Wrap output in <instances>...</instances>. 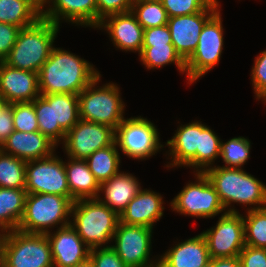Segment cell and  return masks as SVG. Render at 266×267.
Masks as SVG:
<instances>
[{
	"mask_svg": "<svg viewBox=\"0 0 266 267\" xmlns=\"http://www.w3.org/2000/svg\"><path fill=\"white\" fill-rule=\"evenodd\" d=\"M99 75L100 72L89 61L54 46L38 72L39 91L40 94L78 95Z\"/></svg>",
	"mask_w": 266,
	"mask_h": 267,
	"instance_id": "6da1fadb",
	"label": "cell"
},
{
	"mask_svg": "<svg viewBox=\"0 0 266 267\" xmlns=\"http://www.w3.org/2000/svg\"><path fill=\"white\" fill-rule=\"evenodd\" d=\"M204 173L215 187L226 212L239 213L232 203L246 207L250 205L247 211L266 208V184L264 185L243 168L214 165Z\"/></svg>",
	"mask_w": 266,
	"mask_h": 267,
	"instance_id": "7a4b0ae2",
	"label": "cell"
},
{
	"mask_svg": "<svg viewBox=\"0 0 266 267\" xmlns=\"http://www.w3.org/2000/svg\"><path fill=\"white\" fill-rule=\"evenodd\" d=\"M60 26L40 18L21 28L16 42L3 62L10 67L38 73L48 60Z\"/></svg>",
	"mask_w": 266,
	"mask_h": 267,
	"instance_id": "3957f363",
	"label": "cell"
},
{
	"mask_svg": "<svg viewBox=\"0 0 266 267\" xmlns=\"http://www.w3.org/2000/svg\"><path fill=\"white\" fill-rule=\"evenodd\" d=\"M70 225L90 248L111 247L120 216L98 199H80L72 204ZM108 244V245H106Z\"/></svg>",
	"mask_w": 266,
	"mask_h": 267,
	"instance_id": "277c9868",
	"label": "cell"
},
{
	"mask_svg": "<svg viewBox=\"0 0 266 267\" xmlns=\"http://www.w3.org/2000/svg\"><path fill=\"white\" fill-rule=\"evenodd\" d=\"M39 132L57 147L80 120L78 95L41 94L34 100ZM62 141V142H61Z\"/></svg>",
	"mask_w": 266,
	"mask_h": 267,
	"instance_id": "5b68a950",
	"label": "cell"
},
{
	"mask_svg": "<svg viewBox=\"0 0 266 267\" xmlns=\"http://www.w3.org/2000/svg\"><path fill=\"white\" fill-rule=\"evenodd\" d=\"M101 74L78 94L79 118L116 129L124 120L125 103L117 83L99 85Z\"/></svg>",
	"mask_w": 266,
	"mask_h": 267,
	"instance_id": "8992f818",
	"label": "cell"
},
{
	"mask_svg": "<svg viewBox=\"0 0 266 267\" xmlns=\"http://www.w3.org/2000/svg\"><path fill=\"white\" fill-rule=\"evenodd\" d=\"M73 202L71 197L27 193L24 214L17 230L46 234L55 226L57 228L67 226L70 224Z\"/></svg>",
	"mask_w": 266,
	"mask_h": 267,
	"instance_id": "52a82bcc",
	"label": "cell"
},
{
	"mask_svg": "<svg viewBox=\"0 0 266 267\" xmlns=\"http://www.w3.org/2000/svg\"><path fill=\"white\" fill-rule=\"evenodd\" d=\"M3 267H54L51 245L46 234L6 232Z\"/></svg>",
	"mask_w": 266,
	"mask_h": 267,
	"instance_id": "ba28073f",
	"label": "cell"
},
{
	"mask_svg": "<svg viewBox=\"0 0 266 267\" xmlns=\"http://www.w3.org/2000/svg\"><path fill=\"white\" fill-rule=\"evenodd\" d=\"M194 177L196 181L187 183L170 202L171 209L184 216L205 219L225 214L215 187L205 173L196 172Z\"/></svg>",
	"mask_w": 266,
	"mask_h": 267,
	"instance_id": "9c48e42d",
	"label": "cell"
},
{
	"mask_svg": "<svg viewBox=\"0 0 266 267\" xmlns=\"http://www.w3.org/2000/svg\"><path fill=\"white\" fill-rule=\"evenodd\" d=\"M117 148L130 159L145 160L164 148L156 126L147 118H124L115 129Z\"/></svg>",
	"mask_w": 266,
	"mask_h": 267,
	"instance_id": "30bf717a",
	"label": "cell"
},
{
	"mask_svg": "<svg viewBox=\"0 0 266 267\" xmlns=\"http://www.w3.org/2000/svg\"><path fill=\"white\" fill-rule=\"evenodd\" d=\"M220 9L205 23L198 45L185 61L188 84L196 82L218 65L222 55L224 37Z\"/></svg>",
	"mask_w": 266,
	"mask_h": 267,
	"instance_id": "8fae6325",
	"label": "cell"
},
{
	"mask_svg": "<svg viewBox=\"0 0 266 267\" xmlns=\"http://www.w3.org/2000/svg\"><path fill=\"white\" fill-rule=\"evenodd\" d=\"M153 229L119 221L111 247L128 267H158L159 257L150 259Z\"/></svg>",
	"mask_w": 266,
	"mask_h": 267,
	"instance_id": "7c38bea8",
	"label": "cell"
},
{
	"mask_svg": "<svg viewBox=\"0 0 266 267\" xmlns=\"http://www.w3.org/2000/svg\"><path fill=\"white\" fill-rule=\"evenodd\" d=\"M25 190L29 194L70 197L64 161L54 152L43 159L26 161Z\"/></svg>",
	"mask_w": 266,
	"mask_h": 267,
	"instance_id": "4fadbf2b",
	"label": "cell"
},
{
	"mask_svg": "<svg viewBox=\"0 0 266 267\" xmlns=\"http://www.w3.org/2000/svg\"><path fill=\"white\" fill-rule=\"evenodd\" d=\"M211 259L239 257L245 246L243 214H221L216 225L202 232Z\"/></svg>",
	"mask_w": 266,
	"mask_h": 267,
	"instance_id": "5bb4252c",
	"label": "cell"
},
{
	"mask_svg": "<svg viewBox=\"0 0 266 267\" xmlns=\"http://www.w3.org/2000/svg\"><path fill=\"white\" fill-rule=\"evenodd\" d=\"M115 142V129L101 124L79 120L63 141L67 158L86 160L95 151Z\"/></svg>",
	"mask_w": 266,
	"mask_h": 267,
	"instance_id": "9a60e30c",
	"label": "cell"
},
{
	"mask_svg": "<svg viewBox=\"0 0 266 267\" xmlns=\"http://www.w3.org/2000/svg\"><path fill=\"white\" fill-rule=\"evenodd\" d=\"M220 2L215 0L207 9L191 15L168 18L172 44L176 52L186 61L198 45L199 35L205 23L219 10Z\"/></svg>",
	"mask_w": 266,
	"mask_h": 267,
	"instance_id": "2e32d148",
	"label": "cell"
},
{
	"mask_svg": "<svg viewBox=\"0 0 266 267\" xmlns=\"http://www.w3.org/2000/svg\"><path fill=\"white\" fill-rule=\"evenodd\" d=\"M207 125L202 124V121H193L185 125H179L172 139L167 140L165 146H168V157L171 162H168L166 167H192L194 172H197V150H200L201 131Z\"/></svg>",
	"mask_w": 266,
	"mask_h": 267,
	"instance_id": "e0dca14e",
	"label": "cell"
},
{
	"mask_svg": "<svg viewBox=\"0 0 266 267\" xmlns=\"http://www.w3.org/2000/svg\"><path fill=\"white\" fill-rule=\"evenodd\" d=\"M54 267H74L90 258V248L69 224L46 233Z\"/></svg>",
	"mask_w": 266,
	"mask_h": 267,
	"instance_id": "ac0fdd59",
	"label": "cell"
},
{
	"mask_svg": "<svg viewBox=\"0 0 266 267\" xmlns=\"http://www.w3.org/2000/svg\"><path fill=\"white\" fill-rule=\"evenodd\" d=\"M97 29L105 30L117 49L141 53L144 28L131 11L105 17Z\"/></svg>",
	"mask_w": 266,
	"mask_h": 267,
	"instance_id": "d6986e66",
	"label": "cell"
},
{
	"mask_svg": "<svg viewBox=\"0 0 266 267\" xmlns=\"http://www.w3.org/2000/svg\"><path fill=\"white\" fill-rule=\"evenodd\" d=\"M0 95L9 103L32 102L38 96V73L16 69L1 61Z\"/></svg>",
	"mask_w": 266,
	"mask_h": 267,
	"instance_id": "ffe728a7",
	"label": "cell"
},
{
	"mask_svg": "<svg viewBox=\"0 0 266 267\" xmlns=\"http://www.w3.org/2000/svg\"><path fill=\"white\" fill-rule=\"evenodd\" d=\"M42 18L60 26V20L83 27L97 28L96 0H48ZM51 4V5H50Z\"/></svg>",
	"mask_w": 266,
	"mask_h": 267,
	"instance_id": "44dd1931",
	"label": "cell"
},
{
	"mask_svg": "<svg viewBox=\"0 0 266 267\" xmlns=\"http://www.w3.org/2000/svg\"><path fill=\"white\" fill-rule=\"evenodd\" d=\"M164 201L160 193L150 189H140L129 202L127 208L119 215L120 222L127 225L154 228L164 214Z\"/></svg>",
	"mask_w": 266,
	"mask_h": 267,
	"instance_id": "7402d4cb",
	"label": "cell"
},
{
	"mask_svg": "<svg viewBox=\"0 0 266 267\" xmlns=\"http://www.w3.org/2000/svg\"><path fill=\"white\" fill-rule=\"evenodd\" d=\"M57 146L39 131L24 133L14 130L0 150L24 161L51 156Z\"/></svg>",
	"mask_w": 266,
	"mask_h": 267,
	"instance_id": "603a6c76",
	"label": "cell"
},
{
	"mask_svg": "<svg viewBox=\"0 0 266 267\" xmlns=\"http://www.w3.org/2000/svg\"><path fill=\"white\" fill-rule=\"evenodd\" d=\"M176 243L158 256V267H203L210 262L209 250L202 233Z\"/></svg>",
	"mask_w": 266,
	"mask_h": 267,
	"instance_id": "cb8c5ba5",
	"label": "cell"
},
{
	"mask_svg": "<svg viewBox=\"0 0 266 267\" xmlns=\"http://www.w3.org/2000/svg\"><path fill=\"white\" fill-rule=\"evenodd\" d=\"M140 185L139 180L135 176L120 171L109 180L100 184L97 199L120 215L140 191L142 188Z\"/></svg>",
	"mask_w": 266,
	"mask_h": 267,
	"instance_id": "d4e9b609",
	"label": "cell"
},
{
	"mask_svg": "<svg viewBox=\"0 0 266 267\" xmlns=\"http://www.w3.org/2000/svg\"><path fill=\"white\" fill-rule=\"evenodd\" d=\"M64 161L70 197L73 201L80 199H97L100 184L90 171L85 160L69 158Z\"/></svg>",
	"mask_w": 266,
	"mask_h": 267,
	"instance_id": "484cf974",
	"label": "cell"
},
{
	"mask_svg": "<svg viewBox=\"0 0 266 267\" xmlns=\"http://www.w3.org/2000/svg\"><path fill=\"white\" fill-rule=\"evenodd\" d=\"M27 191L0 187V230H16L23 217Z\"/></svg>",
	"mask_w": 266,
	"mask_h": 267,
	"instance_id": "4316f807",
	"label": "cell"
},
{
	"mask_svg": "<svg viewBox=\"0 0 266 267\" xmlns=\"http://www.w3.org/2000/svg\"><path fill=\"white\" fill-rule=\"evenodd\" d=\"M116 142L95 151L85 161L99 184L120 172L121 156Z\"/></svg>",
	"mask_w": 266,
	"mask_h": 267,
	"instance_id": "83f0119b",
	"label": "cell"
},
{
	"mask_svg": "<svg viewBox=\"0 0 266 267\" xmlns=\"http://www.w3.org/2000/svg\"><path fill=\"white\" fill-rule=\"evenodd\" d=\"M41 17V12L28 0H0V22L25 28Z\"/></svg>",
	"mask_w": 266,
	"mask_h": 267,
	"instance_id": "f1b7e54d",
	"label": "cell"
},
{
	"mask_svg": "<svg viewBox=\"0 0 266 267\" xmlns=\"http://www.w3.org/2000/svg\"><path fill=\"white\" fill-rule=\"evenodd\" d=\"M140 61L147 69H158L165 65L175 64L179 72L186 73L185 61L176 52L173 44L142 47Z\"/></svg>",
	"mask_w": 266,
	"mask_h": 267,
	"instance_id": "f546056e",
	"label": "cell"
},
{
	"mask_svg": "<svg viewBox=\"0 0 266 267\" xmlns=\"http://www.w3.org/2000/svg\"><path fill=\"white\" fill-rule=\"evenodd\" d=\"M26 161L0 150V187L25 189Z\"/></svg>",
	"mask_w": 266,
	"mask_h": 267,
	"instance_id": "4dcf8cb0",
	"label": "cell"
},
{
	"mask_svg": "<svg viewBox=\"0 0 266 267\" xmlns=\"http://www.w3.org/2000/svg\"><path fill=\"white\" fill-rule=\"evenodd\" d=\"M131 12L144 29L160 27L168 22L161 0H133Z\"/></svg>",
	"mask_w": 266,
	"mask_h": 267,
	"instance_id": "1f68e13d",
	"label": "cell"
},
{
	"mask_svg": "<svg viewBox=\"0 0 266 267\" xmlns=\"http://www.w3.org/2000/svg\"><path fill=\"white\" fill-rule=\"evenodd\" d=\"M243 221L245 245L266 248V208L248 210Z\"/></svg>",
	"mask_w": 266,
	"mask_h": 267,
	"instance_id": "d6a6232c",
	"label": "cell"
},
{
	"mask_svg": "<svg viewBox=\"0 0 266 267\" xmlns=\"http://www.w3.org/2000/svg\"><path fill=\"white\" fill-rule=\"evenodd\" d=\"M251 142L248 138L239 136L227 142H220V157L226 164L222 167L242 168L250 158Z\"/></svg>",
	"mask_w": 266,
	"mask_h": 267,
	"instance_id": "836d02e7",
	"label": "cell"
},
{
	"mask_svg": "<svg viewBox=\"0 0 266 267\" xmlns=\"http://www.w3.org/2000/svg\"><path fill=\"white\" fill-rule=\"evenodd\" d=\"M220 142L221 139L209 126L201 131L200 150H197V172L204 173L214 166L215 160L220 157Z\"/></svg>",
	"mask_w": 266,
	"mask_h": 267,
	"instance_id": "e575fe53",
	"label": "cell"
},
{
	"mask_svg": "<svg viewBox=\"0 0 266 267\" xmlns=\"http://www.w3.org/2000/svg\"><path fill=\"white\" fill-rule=\"evenodd\" d=\"M14 130L30 133L39 131L34 101L12 103Z\"/></svg>",
	"mask_w": 266,
	"mask_h": 267,
	"instance_id": "d590c367",
	"label": "cell"
},
{
	"mask_svg": "<svg viewBox=\"0 0 266 267\" xmlns=\"http://www.w3.org/2000/svg\"><path fill=\"white\" fill-rule=\"evenodd\" d=\"M215 0H161L168 18L191 15L207 9Z\"/></svg>",
	"mask_w": 266,
	"mask_h": 267,
	"instance_id": "8d00e7d4",
	"label": "cell"
},
{
	"mask_svg": "<svg viewBox=\"0 0 266 267\" xmlns=\"http://www.w3.org/2000/svg\"><path fill=\"white\" fill-rule=\"evenodd\" d=\"M252 87L257 100L266 103V50L256 56L251 70Z\"/></svg>",
	"mask_w": 266,
	"mask_h": 267,
	"instance_id": "74e56055",
	"label": "cell"
},
{
	"mask_svg": "<svg viewBox=\"0 0 266 267\" xmlns=\"http://www.w3.org/2000/svg\"><path fill=\"white\" fill-rule=\"evenodd\" d=\"M90 259L95 267H128L112 247H97L90 250Z\"/></svg>",
	"mask_w": 266,
	"mask_h": 267,
	"instance_id": "f35d334b",
	"label": "cell"
},
{
	"mask_svg": "<svg viewBox=\"0 0 266 267\" xmlns=\"http://www.w3.org/2000/svg\"><path fill=\"white\" fill-rule=\"evenodd\" d=\"M97 27L107 16L131 11L133 0H96Z\"/></svg>",
	"mask_w": 266,
	"mask_h": 267,
	"instance_id": "ab89813d",
	"label": "cell"
},
{
	"mask_svg": "<svg viewBox=\"0 0 266 267\" xmlns=\"http://www.w3.org/2000/svg\"><path fill=\"white\" fill-rule=\"evenodd\" d=\"M238 258L241 267H266V248L245 245Z\"/></svg>",
	"mask_w": 266,
	"mask_h": 267,
	"instance_id": "60d3db41",
	"label": "cell"
},
{
	"mask_svg": "<svg viewBox=\"0 0 266 267\" xmlns=\"http://www.w3.org/2000/svg\"><path fill=\"white\" fill-rule=\"evenodd\" d=\"M20 27L0 22V61H3L14 46Z\"/></svg>",
	"mask_w": 266,
	"mask_h": 267,
	"instance_id": "b9f144b4",
	"label": "cell"
},
{
	"mask_svg": "<svg viewBox=\"0 0 266 267\" xmlns=\"http://www.w3.org/2000/svg\"><path fill=\"white\" fill-rule=\"evenodd\" d=\"M172 44L170 30L166 25L144 29L143 46Z\"/></svg>",
	"mask_w": 266,
	"mask_h": 267,
	"instance_id": "7bdbcfd3",
	"label": "cell"
},
{
	"mask_svg": "<svg viewBox=\"0 0 266 267\" xmlns=\"http://www.w3.org/2000/svg\"><path fill=\"white\" fill-rule=\"evenodd\" d=\"M14 131L12 104L0 113V146Z\"/></svg>",
	"mask_w": 266,
	"mask_h": 267,
	"instance_id": "ee69618b",
	"label": "cell"
},
{
	"mask_svg": "<svg viewBox=\"0 0 266 267\" xmlns=\"http://www.w3.org/2000/svg\"><path fill=\"white\" fill-rule=\"evenodd\" d=\"M214 267H241L238 257L212 259Z\"/></svg>",
	"mask_w": 266,
	"mask_h": 267,
	"instance_id": "f6af8a7d",
	"label": "cell"
},
{
	"mask_svg": "<svg viewBox=\"0 0 266 267\" xmlns=\"http://www.w3.org/2000/svg\"><path fill=\"white\" fill-rule=\"evenodd\" d=\"M32 3L41 13L44 11L48 0H28Z\"/></svg>",
	"mask_w": 266,
	"mask_h": 267,
	"instance_id": "bcb514c9",
	"label": "cell"
},
{
	"mask_svg": "<svg viewBox=\"0 0 266 267\" xmlns=\"http://www.w3.org/2000/svg\"><path fill=\"white\" fill-rule=\"evenodd\" d=\"M6 233L0 230V267H3V250Z\"/></svg>",
	"mask_w": 266,
	"mask_h": 267,
	"instance_id": "7dc6e473",
	"label": "cell"
},
{
	"mask_svg": "<svg viewBox=\"0 0 266 267\" xmlns=\"http://www.w3.org/2000/svg\"><path fill=\"white\" fill-rule=\"evenodd\" d=\"M74 267H95L94 263L91 261V259L89 258L88 260H86L85 262H82Z\"/></svg>",
	"mask_w": 266,
	"mask_h": 267,
	"instance_id": "c3c4849f",
	"label": "cell"
},
{
	"mask_svg": "<svg viewBox=\"0 0 266 267\" xmlns=\"http://www.w3.org/2000/svg\"><path fill=\"white\" fill-rule=\"evenodd\" d=\"M9 105V103L0 95V113Z\"/></svg>",
	"mask_w": 266,
	"mask_h": 267,
	"instance_id": "681fc988",
	"label": "cell"
},
{
	"mask_svg": "<svg viewBox=\"0 0 266 267\" xmlns=\"http://www.w3.org/2000/svg\"><path fill=\"white\" fill-rule=\"evenodd\" d=\"M203 267H214L213 265H212V259L210 260V262L209 263H207L205 266H203Z\"/></svg>",
	"mask_w": 266,
	"mask_h": 267,
	"instance_id": "f907efd6",
	"label": "cell"
}]
</instances>
